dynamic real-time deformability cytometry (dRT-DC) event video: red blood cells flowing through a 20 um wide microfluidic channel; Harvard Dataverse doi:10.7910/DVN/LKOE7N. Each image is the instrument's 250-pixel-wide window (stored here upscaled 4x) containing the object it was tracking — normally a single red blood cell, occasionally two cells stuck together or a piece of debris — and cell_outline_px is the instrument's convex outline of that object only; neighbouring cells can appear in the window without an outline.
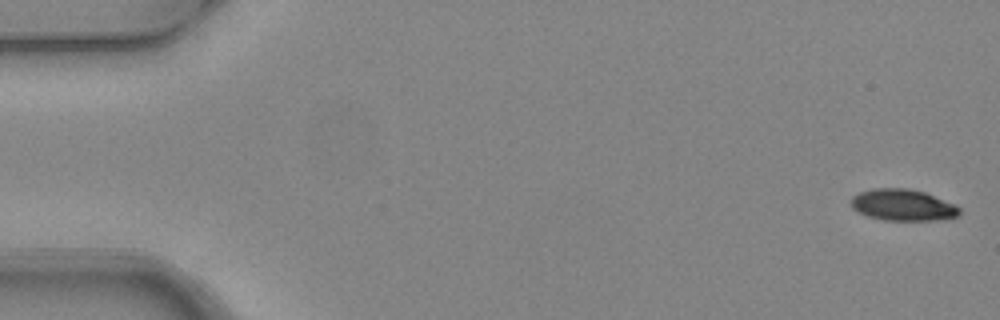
{"species": "common noctule bat (a hibernating species)", "species_latin": "Nyctalus noctula", "temperature_condition": "warm", "stored_images_in_passage": 4, "camera_frame_rate_fps": 3000, "um_per_image_px": 0.085, "animal": {"sex": "female", "body_mass_g": 24.6, "forearm_length_mm": 56.2}, "frame": {"image": 1, "passage_image": 1, "time_ms": 0.0, "image_size_px": [1000, 320], "cell_outline_px": [[960, 216], [944, 220], [884, 220], [868, 216], [852, 208], [852, 196], [860, 192], [872, 188], [908, 188], [924, 192], [956, 204], [960, 208]], "centroid_in_image_um": [76.79, 17.43], "position_along_channel_um": 8.2, "area_um2": 20.0}}
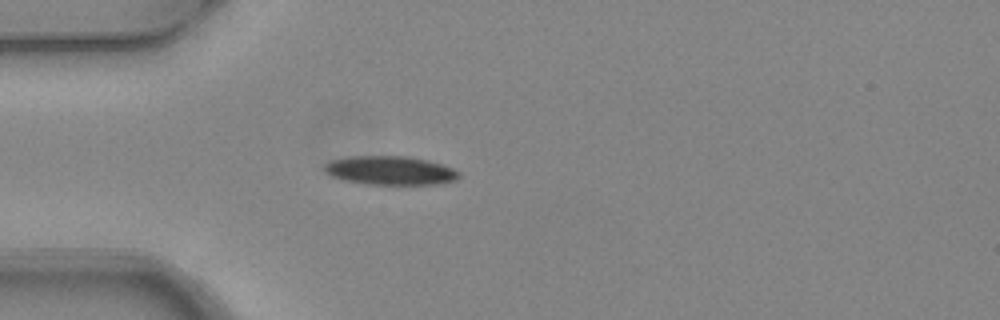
{"frame": {"image": 2, "passage_image": 4, "time_ms": 1.0, "image_size_px": [1000, 320], "cell_outline_px": [[460, 176], [456, 180], [436, 184], [368, 184], [344, 180], [332, 176], [324, 168], [324, 164], [332, 160], [348, 156], [408, 156], [428, 160], [452, 168], [460, 172]], "centroid_in_image_um": [33.18, 14.48], "position_along_channel_um": 51.8, "area_um2": 22.43}}